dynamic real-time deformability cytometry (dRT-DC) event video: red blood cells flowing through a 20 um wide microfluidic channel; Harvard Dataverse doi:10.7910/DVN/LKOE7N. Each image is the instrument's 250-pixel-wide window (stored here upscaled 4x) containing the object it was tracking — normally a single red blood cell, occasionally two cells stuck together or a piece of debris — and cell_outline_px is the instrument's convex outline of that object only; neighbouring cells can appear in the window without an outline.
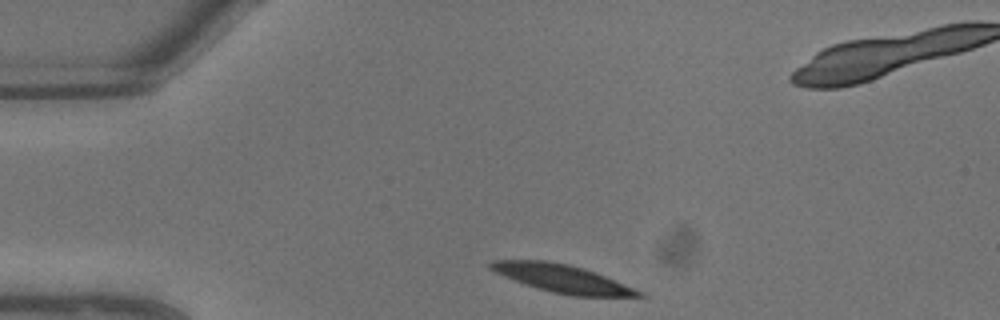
{"species": "common noctule bat (a hibernating species)", "species_latin": "Nyctalus noctula", "temperature_condition": "warm", "stored_images_in_passage": 4, "camera_frame_rate_fps": 3000, "um_per_image_px": 0.085, "animal": {"sex": "male", "body_mass_g": 13.3}, "frame": {"image": 1, "passage_image": 1, "time_ms": 0.0, "image_size_px": [1000, 320], "cell_outline_px": [[644, 296], [572, 296], [552, 292], [536, 288], [524, 284], [504, 276], [488, 268], [488, 264], [492, 260], [548, 260], [568, 264], [584, 268], [596, 272], [644, 292]], "centroid_in_image_um": [47.77, 23.66], "position_along_channel_um": 37.2, "area_um2": 24.1}}
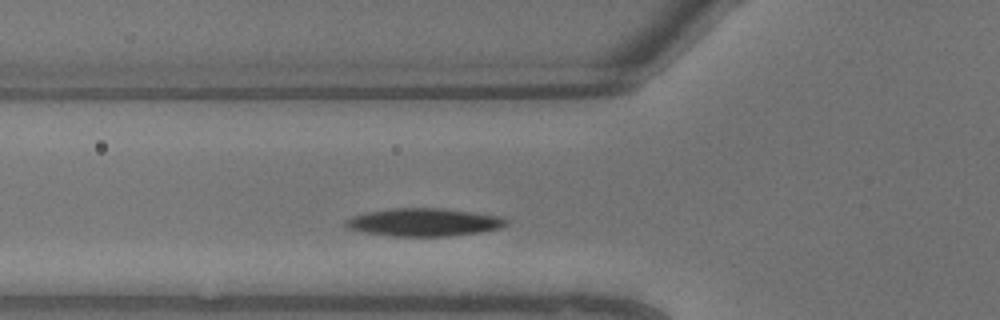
{"frame": {"image": 2, "passage_image": 4, "time_ms": 1.0, "image_size_px": [1000, 320], "cell_outline_px": [[508, 224], [500, 228], [480, 232], [448, 236], [392, 236], [364, 232], [348, 228], [344, 224], [344, 220], [352, 216], [368, 212], [392, 208], [444, 208], [500, 216], [508, 220]], "centroid_in_image_um": [36.03, 18.89], "position_along_channel_um": 89.8, "area_um2": 26.07}}